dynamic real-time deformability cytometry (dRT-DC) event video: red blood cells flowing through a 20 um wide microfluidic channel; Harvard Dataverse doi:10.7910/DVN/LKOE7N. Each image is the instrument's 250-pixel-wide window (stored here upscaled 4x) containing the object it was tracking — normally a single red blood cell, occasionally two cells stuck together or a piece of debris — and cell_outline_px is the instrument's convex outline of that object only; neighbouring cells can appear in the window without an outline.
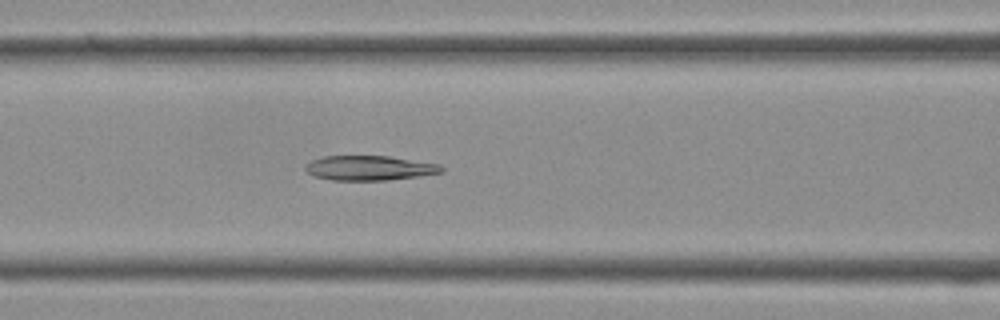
{"species": "Egyptian fruit bat (a non-hibernating species)", "species_latin": "Rousettus aegyptiacus", "temperature_condition": "cold", "stored_images_in_passage": 39, "camera_frame_rate_fps": 3000, "um_per_image_px": 0.085, "frame": {"image": 1, "passage_image": 16, "time_ms": 5.0, "image_size_px": [1000, 320], "cell_outline_px": [[444, 172], [388, 180], [332, 180], [316, 176], [308, 172], [304, 168], [312, 160], [320, 156], [388, 156], [440, 164], [444, 168]], "centroid_in_image_um": [31.42, 14.27], "position_along_channel_um": 135.2, "area_um2": 19.42}}
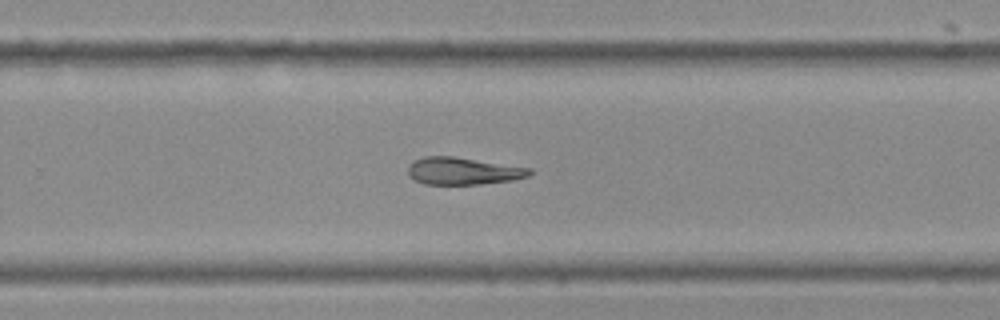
{"frame": {"image": 2, "passage_image": 25, "time_ms": 8.0, "image_size_px": [1000, 320], "cell_outline_px": [[532, 172], [528, 176], [512, 180], [480, 184], [424, 184], [408, 176], [408, 164], [424, 156], [452, 156], [532, 168]], "centroid_in_image_um": [39.34, 14.53], "position_along_channel_um": 290.5, "area_um2": 19.25}}
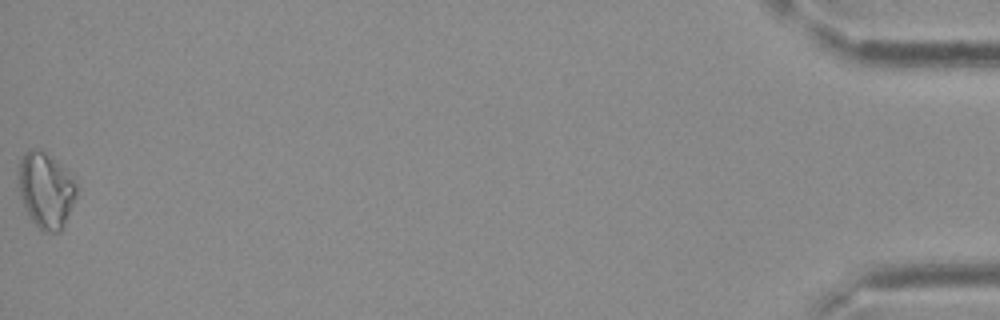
{"frame": {"image": 3, "passage_image": 39, "time_ms": 12.667, "image_size_px": [1000, 320], "cell_outline_px": [[76, 196], [64, 224], [60, 232], [44, 232], [32, 220], [16, 188], [20, 160], [24, 152], [28, 148], [44, 152], [76, 176]], "centroid_in_image_um": [3.89, 16.13], "position_along_channel_um": 431.3, "area_um2": 25.66}}